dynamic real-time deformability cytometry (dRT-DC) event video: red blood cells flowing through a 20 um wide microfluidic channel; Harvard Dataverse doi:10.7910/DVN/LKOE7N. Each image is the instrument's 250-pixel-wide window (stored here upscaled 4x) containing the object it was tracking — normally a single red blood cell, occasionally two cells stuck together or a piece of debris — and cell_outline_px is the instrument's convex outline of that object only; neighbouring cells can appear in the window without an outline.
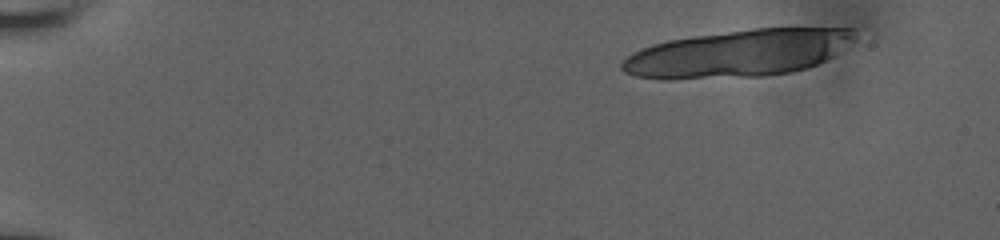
{"species": "human", "species_latin": "Homo sapiens", "temperature_condition": "room temperature", "stored_images_in_passage": 19, "segment_of_instrument_passage": [1, 2], "camera_frame_rate_fps": 3000, "um_per_image_px": 0.085, "donor": {"sex": "male"}, "frame": {"image": 1, "passage_image": 1, "time_ms": 0.0, "image_size_px": [1000, 240], "cell_outline_px": [[856, 40], [832, 56], [808, 68], [792, 72], [764, 76], [672, 80], [660, 80], [636, 76], [624, 72], [620, 68], [620, 64], [632, 52], [652, 44], [668, 40], [692, 36], [752, 28], [856, 28]], "centroid_in_image_um": [62.73, 4.54], "position_along_channel_um": 22.3, "area_um2": 64.56}}